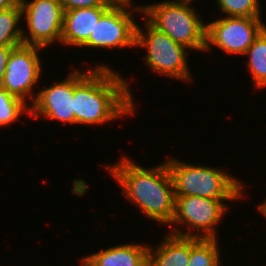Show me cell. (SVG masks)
Returning a JSON list of instances; mask_svg holds the SVG:
<instances>
[{
	"label": "cell",
	"instance_id": "ffe728a7",
	"mask_svg": "<svg viewBox=\"0 0 266 266\" xmlns=\"http://www.w3.org/2000/svg\"><path fill=\"white\" fill-rule=\"evenodd\" d=\"M64 11L80 8H93L98 6H112L105 0H60Z\"/></svg>",
	"mask_w": 266,
	"mask_h": 266
},
{
	"label": "cell",
	"instance_id": "7402d4cb",
	"mask_svg": "<svg viewBox=\"0 0 266 266\" xmlns=\"http://www.w3.org/2000/svg\"><path fill=\"white\" fill-rule=\"evenodd\" d=\"M20 0H0V11L16 6Z\"/></svg>",
	"mask_w": 266,
	"mask_h": 266
},
{
	"label": "cell",
	"instance_id": "4fadbf2b",
	"mask_svg": "<svg viewBox=\"0 0 266 266\" xmlns=\"http://www.w3.org/2000/svg\"><path fill=\"white\" fill-rule=\"evenodd\" d=\"M110 7L98 6L64 11L60 45L81 48L94 31L96 22Z\"/></svg>",
	"mask_w": 266,
	"mask_h": 266
},
{
	"label": "cell",
	"instance_id": "30bf717a",
	"mask_svg": "<svg viewBox=\"0 0 266 266\" xmlns=\"http://www.w3.org/2000/svg\"><path fill=\"white\" fill-rule=\"evenodd\" d=\"M43 50L42 47L24 44L16 47L11 52L5 70L2 87L29 107L37 96L38 92L34 89L44 71L40 57Z\"/></svg>",
	"mask_w": 266,
	"mask_h": 266
},
{
	"label": "cell",
	"instance_id": "44dd1931",
	"mask_svg": "<svg viewBox=\"0 0 266 266\" xmlns=\"http://www.w3.org/2000/svg\"><path fill=\"white\" fill-rule=\"evenodd\" d=\"M18 46H1L0 47V87H2L6 66L11 52Z\"/></svg>",
	"mask_w": 266,
	"mask_h": 266
},
{
	"label": "cell",
	"instance_id": "7c38bea8",
	"mask_svg": "<svg viewBox=\"0 0 266 266\" xmlns=\"http://www.w3.org/2000/svg\"><path fill=\"white\" fill-rule=\"evenodd\" d=\"M79 261L84 266H148L149 244L119 243L80 257Z\"/></svg>",
	"mask_w": 266,
	"mask_h": 266
},
{
	"label": "cell",
	"instance_id": "277c9868",
	"mask_svg": "<svg viewBox=\"0 0 266 266\" xmlns=\"http://www.w3.org/2000/svg\"><path fill=\"white\" fill-rule=\"evenodd\" d=\"M196 0H164L142 4V16L189 51L204 53L206 22L193 7ZM193 4V5H192ZM201 16V17H200Z\"/></svg>",
	"mask_w": 266,
	"mask_h": 266
},
{
	"label": "cell",
	"instance_id": "8992f818",
	"mask_svg": "<svg viewBox=\"0 0 266 266\" xmlns=\"http://www.w3.org/2000/svg\"><path fill=\"white\" fill-rule=\"evenodd\" d=\"M234 201L239 202L200 196H175V211L168 233L183 237L220 239L218 224L224 222L223 218L231 208L229 203Z\"/></svg>",
	"mask_w": 266,
	"mask_h": 266
},
{
	"label": "cell",
	"instance_id": "3957f363",
	"mask_svg": "<svg viewBox=\"0 0 266 266\" xmlns=\"http://www.w3.org/2000/svg\"><path fill=\"white\" fill-rule=\"evenodd\" d=\"M174 184L175 196H200L213 200L245 199V183L225 168L165 159ZM244 190V191H243Z\"/></svg>",
	"mask_w": 266,
	"mask_h": 266
},
{
	"label": "cell",
	"instance_id": "603a6c76",
	"mask_svg": "<svg viewBox=\"0 0 266 266\" xmlns=\"http://www.w3.org/2000/svg\"><path fill=\"white\" fill-rule=\"evenodd\" d=\"M112 5H131L135 4L134 0H105Z\"/></svg>",
	"mask_w": 266,
	"mask_h": 266
},
{
	"label": "cell",
	"instance_id": "5b68a950",
	"mask_svg": "<svg viewBox=\"0 0 266 266\" xmlns=\"http://www.w3.org/2000/svg\"><path fill=\"white\" fill-rule=\"evenodd\" d=\"M143 28L137 23L136 48L146 50V67L164 78L193 82L188 49L174 42L167 34L153 27L145 18Z\"/></svg>",
	"mask_w": 266,
	"mask_h": 266
},
{
	"label": "cell",
	"instance_id": "9c48e42d",
	"mask_svg": "<svg viewBox=\"0 0 266 266\" xmlns=\"http://www.w3.org/2000/svg\"><path fill=\"white\" fill-rule=\"evenodd\" d=\"M20 4L22 24L25 20L27 24L22 28L24 45L49 49L61 44L64 9L60 0H20Z\"/></svg>",
	"mask_w": 266,
	"mask_h": 266
},
{
	"label": "cell",
	"instance_id": "7a4b0ae2",
	"mask_svg": "<svg viewBox=\"0 0 266 266\" xmlns=\"http://www.w3.org/2000/svg\"><path fill=\"white\" fill-rule=\"evenodd\" d=\"M118 160L104 168L123 191L124 198L145 218L169 225L175 211V192L166 161L147 168L126 154H121Z\"/></svg>",
	"mask_w": 266,
	"mask_h": 266
},
{
	"label": "cell",
	"instance_id": "cb8c5ba5",
	"mask_svg": "<svg viewBox=\"0 0 266 266\" xmlns=\"http://www.w3.org/2000/svg\"><path fill=\"white\" fill-rule=\"evenodd\" d=\"M256 209H257V212H259L266 219V199L260 204H258Z\"/></svg>",
	"mask_w": 266,
	"mask_h": 266
},
{
	"label": "cell",
	"instance_id": "ac0fdd59",
	"mask_svg": "<svg viewBox=\"0 0 266 266\" xmlns=\"http://www.w3.org/2000/svg\"><path fill=\"white\" fill-rule=\"evenodd\" d=\"M24 114L29 117L30 107L0 87V128L14 125Z\"/></svg>",
	"mask_w": 266,
	"mask_h": 266
},
{
	"label": "cell",
	"instance_id": "5bb4252c",
	"mask_svg": "<svg viewBox=\"0 0 266 266\" xmlns=\"http://www.w3.org/2000/svg\"><path fill=\"white\" fill-rule=\"evenodd\" d=\"M157 244L154 247L149 245L148 266H188L190 237L166 233Z\"/></svg>",
	"mask_w": 266,
	"mask_h": 266
},
{
	"label": "cell",
	"instance_id": "2e32d148",
	"mask_svg": "<svg viewBox=\"0 0 266 266\" xmlns=\"http://www.w3.org/2000/svg\"><path fill=\"white\" fill-rule=\"evenodd\" d=\"M220 239L190 237V260L188 266H223Z\"/></svg>",
	"mask_w": 266,
	"mask_h": 266
},
{
	"label": "cell",
	"instance_id": "6da1fadb",
	"mask_svg": "<svg viewBox=\"0 0 266 266\" xmlns=\"http://www.w3.org/2000/svg\"><path fill=\"white\" fill-rule=\"evenodd\" d=\"M96 64L72 69L75 126H100L137 114L130 80L109 65Z\"/></svg>",
	"mask_w": 266,
	"mask_h": 266
},
{
	"label": "cell",
	"instance_id": "8fae6325",
	"mask_svg": "<svg viewBox=\"0 0 266 266\" xmlns=\"http://www.w3.org/2000/svg\"><path fill=\"white\" fill-rule=\"evenodd\" d=\"M48 87L40 88L30 106V118L58 121L75 125L73 98V71Z\"/></svg>",
	"mask_w": 266,
	"mask_h": 266
},
{
	"label": "cell",
	"instance_id": "e0dca14e",
	"mask_svg": "<svg viewBox=\"0 0 266 266\" xmlns=\"http://www.w3.org/2000/svg\"><path fill=\"white\" fill-rule=\"evenodd\" d=\"M22 28L20 2L16 6L0 11V47L22 45Z\"/></svg>",
	"mask_w": 266,
	"mask_h": 266
},
{
	"label": "cell",
	"instance_id": "52a82bcc",
	"mask_svg": "<svg viewBox=\"0 0 266 266\" xmlns=\"http://www.w3.org/2000/svg\"><path fill=\"white\" fill-rule=\"evenodd\" d=\"M112 5L96 22L88 41L81 47L100 50L136 49L137 22L135 14L142 16L141 4ZM139 13V14H138ZM109 48V49H108Z\"/></svg>",
	"mask_w": 266,
	"mask_h": 266
},
{
	"label": "cell",
	"instance_id": "ba28073f",
	"mask_svg": "<svg viewBox=\"0 0 266 266\" xmlns=\"http://www.w3.org/2000/svg\"><path fill=\"white\" fill-rule=\"evenodd\" d=\"M206 21L204 53L211 52L214 47L224 55H241L259 34L266 28L262 17H218ZM226 53V54H225Z\"/></svg>",
	"mask_w": 266,
	"mask_h": 266
},
{
	"label": "cell",
	"instance_id": "9a60e30c",
	"mask_svg": "<svg viewBox=\"0 0 266 266\" xmlns=\"http://www.w3.org/2000/svg\"><path fill=\"white\" fill-rule=\"evenodd\" d=\"M245 66L252 77L253 87L266 89V28L259 34L247 49Z\"/></svg>",
	"mask_w": 266,
	"mask_h": 266
},
{
	"label": "cell",
	"instance_id": "d6986e66",
	"mask_svg": "<svg viewBox=\"0 0 266 266\" xmlns=\"http://www.w3.org/2000/svg\"><path fill=\"white\" fill-rule=\"evenodd\" d=\"M217 8L229 17H262L260 0H215Z\"/></svg>",
	"mask_w": 266,
	"mask_h": 266
}]
</instances>
